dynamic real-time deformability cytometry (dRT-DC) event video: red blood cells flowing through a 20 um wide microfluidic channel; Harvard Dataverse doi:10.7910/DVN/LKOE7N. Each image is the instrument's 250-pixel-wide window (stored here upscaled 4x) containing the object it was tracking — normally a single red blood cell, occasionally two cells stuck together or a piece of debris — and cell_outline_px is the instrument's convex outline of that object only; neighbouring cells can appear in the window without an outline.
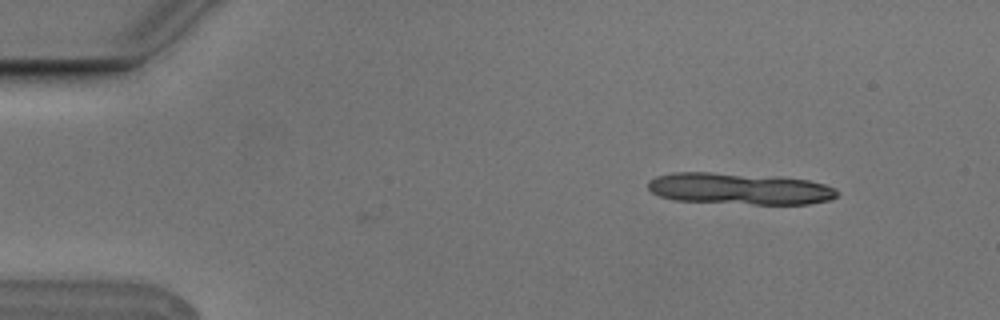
{"species": "Egyptian fruit bat (a non-hibernating species)", "species_latin": "Rousettus aegyptiacus", "temperature_condition": "cold", "stored_images_in_passage": 2, "camera_frame_rate_fps": 3000, "um_per_image_px": 0.085, "animal": {"sex": "male"}, "frame": {"image": 1, "passage_image": 2, "time_ms": 0.333, "image_size_px": [1000, 320], "cell_outline_px": [[840, 192], [832, 200], [808, 204], [752, 204], [672, 200], [660, 196], [652, 192], [648, 188], [648, 180], [656, 176], [672, 172], [712, 172], [808, 180], [824, 184], [836, 188]], "centroid_in_image_um": [62.84, 16.05], "position_along_channel_um": 22.2, "area_um2": 34.68}}